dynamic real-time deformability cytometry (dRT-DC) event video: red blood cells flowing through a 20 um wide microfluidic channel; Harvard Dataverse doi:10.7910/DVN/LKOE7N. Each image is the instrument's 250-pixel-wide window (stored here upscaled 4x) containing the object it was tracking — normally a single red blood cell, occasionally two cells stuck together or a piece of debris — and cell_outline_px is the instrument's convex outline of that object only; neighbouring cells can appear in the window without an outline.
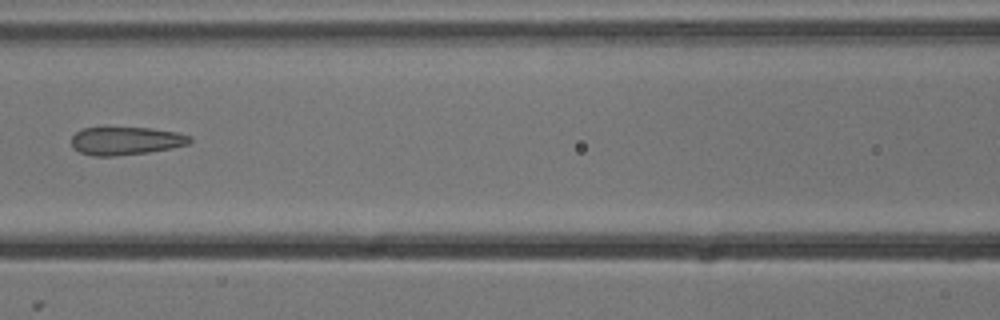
{"species": "common noctule bat (a hibernating species)", "species_latin": "Nyctalus noctula", "temperature_condition": "cold", "stored_images_in_passage": 7, "camera_frame_rate_fps": 3000, "um_per_image_px": 0.085, "animal": {"sex": "male", "body_mass_g": 13.3}, "frame": {"image": 1, "passage_image": 7, "time_ms": 2.0, "image_size_px": [1000, 320], "cell_outline_px": [[192, 140], [188, 144], [172, 148], [148, 152], [116, 156], [92, 156], [80, 152], [72, 148], [72, 136], [76, 132], [84, 128], [152, 128], [176, 132], [192, 136]], "centroid_in_image_um": [10.7, 11.98], "position_along_channel_um": 155.9, "area_um2": 19.36}}